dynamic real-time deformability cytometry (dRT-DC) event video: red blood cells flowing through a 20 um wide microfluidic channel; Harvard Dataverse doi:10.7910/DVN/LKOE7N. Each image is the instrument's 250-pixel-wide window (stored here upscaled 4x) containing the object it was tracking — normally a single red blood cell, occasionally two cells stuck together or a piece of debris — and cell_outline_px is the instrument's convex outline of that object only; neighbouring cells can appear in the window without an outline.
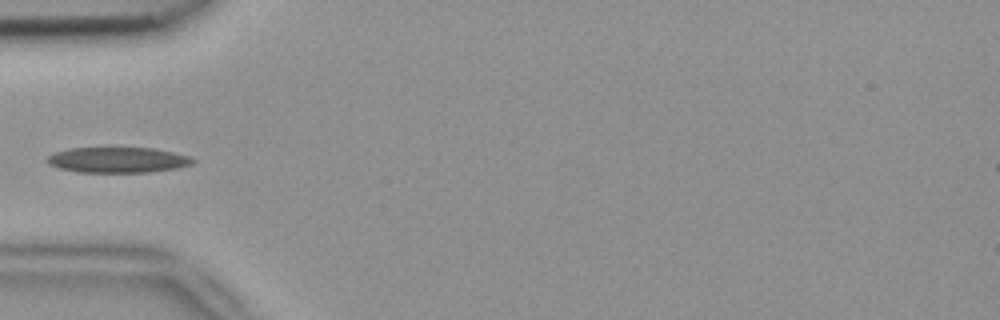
{"species": "common noctule bat (a hibernating species)", "species_latin": "Nyctalus noctula", "temperature_condition": "room temperature", "stored_images_in_passage": 6, "camera_frame_rate_fps": 3000, "um_per_image_px": 0.085, "animal": {"sex": "female", "body_mass_g": 18.4}, "frame": {"image": 1, "passage_image": 6, "time_ms": 1.667, "image_size_px": [1000, 320], "cell_outline_px": [[196, 160], [192, 164], [176, 168], [148, 172], [76, 172], [60, 168], [48, 164], [44, 160], [48, 156], [56, 152], [68, 148], [152, 148], [172, 152], [188, 156]], "centroid_in_image_um": [9.97, 13.59], "position_along_channel_um": 75.0, "area_um2": 21.56}}